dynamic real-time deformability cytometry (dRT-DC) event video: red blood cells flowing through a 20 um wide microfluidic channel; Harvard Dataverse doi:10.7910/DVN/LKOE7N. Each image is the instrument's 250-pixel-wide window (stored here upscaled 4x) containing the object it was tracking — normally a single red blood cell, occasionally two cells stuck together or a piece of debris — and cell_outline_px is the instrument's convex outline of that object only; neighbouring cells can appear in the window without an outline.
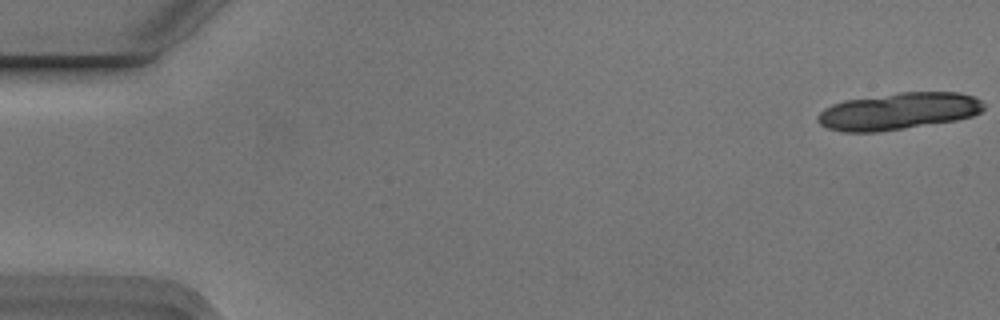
{"species": "Egyptian fruit bat (a non-hibernating species)", "species_latin": "Rousettus aegyptiacus", "temperature_condition": "cold", "stored_images_in_passage": 7, "camera_frame_rate_fps": 3000, "um_per_image_px": 0.085, "animal": {"sex": "male"}, "frame": {"image": 1, "passage_image": 1, "time_ms": 0.0, "image_size_px": [1000, 320], "cell_outline_px": [[984, 108], [980, 112], [972, 116], [956, 120], [904, 128], [876, 132], [840, 132], [828, 128], [820, 124], [816, 120], [816, 116], [824, 108], [832, 104], [844, 100], [900, 92], [960, 92], [976, 96], [984, 104]], "centroid_in_image_um": [76.35, 9.44], "position_along_channel_um": 8.6, "area_um2": 35.89}}
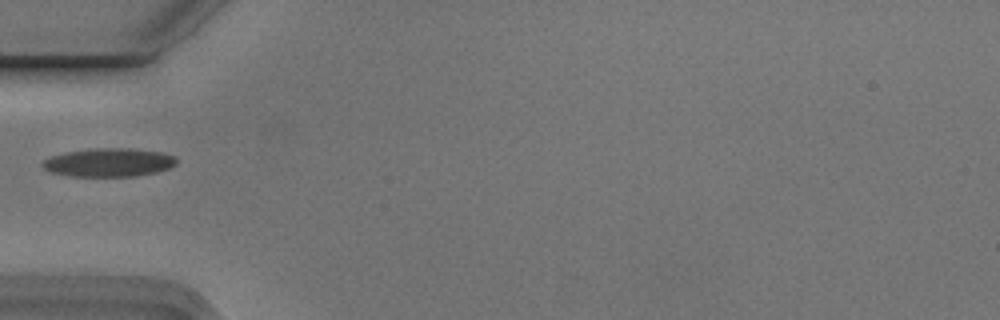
{"frame": {"image": 2, "passage_image": 6, "time_ms": 1.667, "image_size_px": [1000, 320], "cell_outline_px": [[176, 164], [168, 168], [156, 172], [136, 176], [72, 176], [52, 172], [44, 168], [40, 164], [44, 160], [52, 156], [64, 152], [92, 148], [132, 148], [160, 152], [176, 156]], "centroid_in_image_um": [9.25, 13.8], "position_along_channel_um": 75.7, "area_um2": 22.2}}